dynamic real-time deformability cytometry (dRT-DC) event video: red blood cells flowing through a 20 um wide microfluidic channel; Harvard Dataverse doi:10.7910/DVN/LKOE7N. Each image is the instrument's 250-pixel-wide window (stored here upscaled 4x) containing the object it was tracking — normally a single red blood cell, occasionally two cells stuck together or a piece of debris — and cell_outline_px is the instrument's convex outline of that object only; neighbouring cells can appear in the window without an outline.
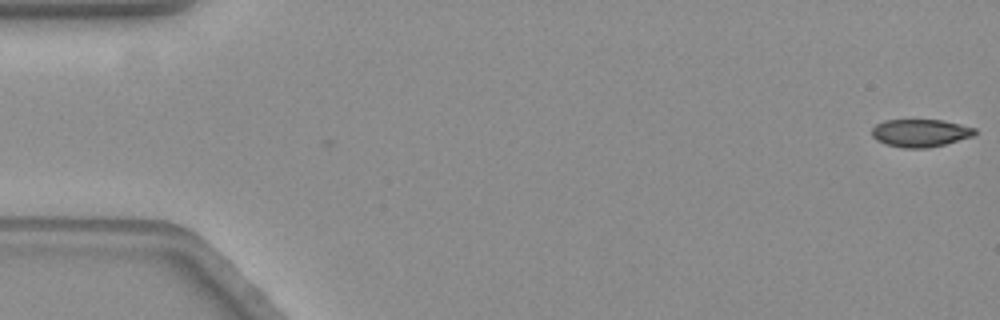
{"species": "common noctule bat (a hibernating species)", "species_latin": "Nyctalus noctula", "temperature_condition": "warm", "stored_images_in_passage": 2, "camera_frame_rate_fps": 3000, "um_per_image_px": 0.085, "animal": {"sex": "female", "body_mass_g": 19.3, "forearm_length_mm": 54.1}, "frame": {"image": 1, "passage_image": 1, "time_ms": 0.0, "image_size_px": [1000, 320], "cell_outline_px": [[976, 132], [972, 136], [944, 144], [924, 148], [904, 148], [884, 144], [876, 140], [872, 136], [872, 128], [876, 124], [884, 120], [940, 120], [960, 124], [976, 128]], "centroid_in_image_um": [78.18, 11.3], "position_along_channel_um": 6.8, "area_um2": 16.53}}